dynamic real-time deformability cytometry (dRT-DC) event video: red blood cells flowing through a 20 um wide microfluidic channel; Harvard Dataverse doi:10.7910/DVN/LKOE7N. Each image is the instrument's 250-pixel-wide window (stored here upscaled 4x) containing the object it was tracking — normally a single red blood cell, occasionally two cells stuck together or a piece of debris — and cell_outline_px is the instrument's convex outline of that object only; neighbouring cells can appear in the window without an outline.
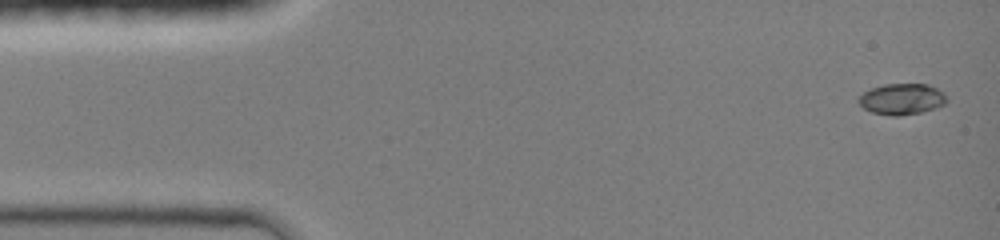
{"species": "common noctule bat (a hibernating species)", "species_latin": "Nyctalus noctula", "temperature_condition": "room temperature", "stored_images_in_passage": 11, "camera_frame_rate_fps": 3000, "um_per_image_px": 0.085, "animal": {"sex": "female", "body_mass_g": 19.0, "forearm_length_mm": 51.5}, "frame": {"image": 1, "passage_image": 1, "time_ms": 0.0, "image_size_px": [1000, 240], "cell_outline_px": [[948, 100], [944, 104], [936, 108], [920, 112], [900, 116], [892, 116], [872, 112], [864, 108], [856, 100], [864, 92], [872, 88], [884, 84], [928, 84], [944, 92]], "centroid_in_image_um": [76.67, 8.42], "position_along_channel_um": 8.3, "area_um2": 15.95}}
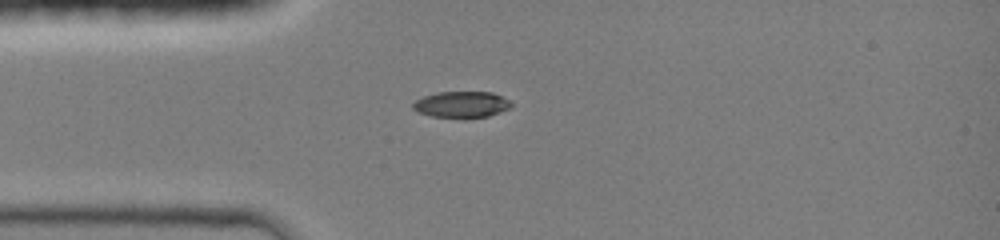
{"frame": {"image": 2, "passage_image": 7, "time_ms": 3.333, "image_size_px": [1000, 240], "cell_outline_px": [[512, 108], [488, 116], [432, 116], [420, 112], [412, 108], [412, 104], [416, 100], [424, 96], [436, 92], [492, 92], [508, 100], [512, 104]], "centroid_in_image_um": [39.24, 8.85], "position_along_channel_um": 45.8, "area_um2": 14.57}}
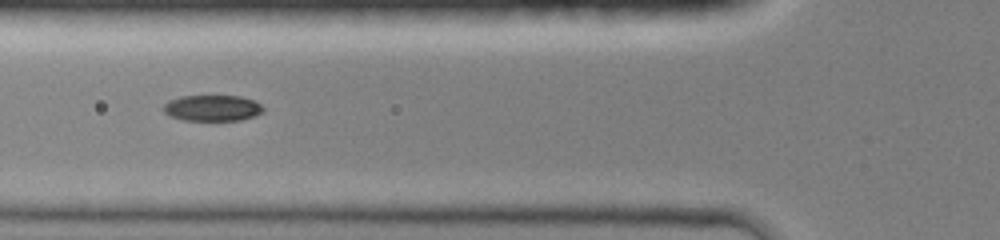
{"frame": {"image": 3, "passage_image": 10, "time_ms": 5.0, "image_size_px": [1000, 240], "cell_outline_px": [[264, 112], [240, 120], [184, 120], [168, 116], [164, 112], [164, 104], [168, 100], [180, 96], [240, 96], [252, 100], [260, 104], [264, 108]], "centroid_in_image_um": [18.02, 9.18], "position_along_channel_um": 107.8, "area_um2": 15.09}}